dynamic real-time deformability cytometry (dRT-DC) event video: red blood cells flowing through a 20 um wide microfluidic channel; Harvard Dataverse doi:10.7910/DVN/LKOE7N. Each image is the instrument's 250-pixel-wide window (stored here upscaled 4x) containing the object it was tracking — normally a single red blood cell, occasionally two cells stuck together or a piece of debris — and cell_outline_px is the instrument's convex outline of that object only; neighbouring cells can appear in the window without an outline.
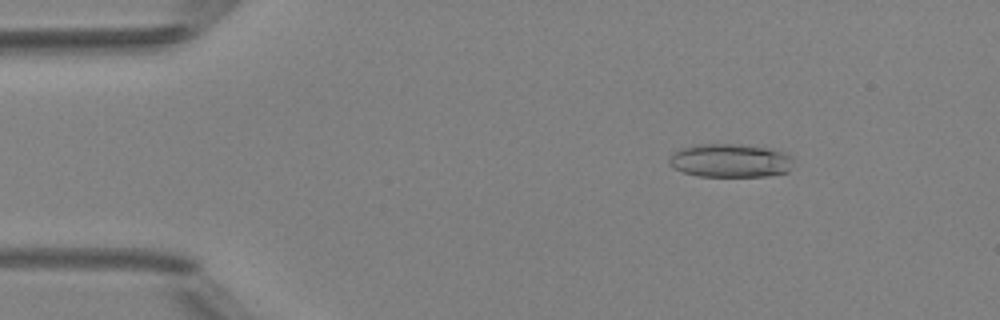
{"species": "Egyptian fruit bat (a non-hibernating species)", "species_latin": "Rousettus aegyptiacus", "temperature_condition": "room temperature", "stored_images_in_passage": 5, "camera_frame_rate_fps": 3000, "um_per_image_px": 0.085, "animal": {"sex": "female"}, "frame": {"image": 1, "passage_image": 3, "time_ms": 2.333, "image_size_px": [1000, 320], "cell_outline_px": [[792, 168], [788, 172], [768, 176], [696, 176], [684, 172], [668, 164], [668, 160], [680, 148], [696, 144], [740, 144], [772, 148], [784, 152], [792, 156]], "centroid_in_image_um": [62.12, 13.64], "position_along_channel_um": 22.9, "area_um2": 24.45}}